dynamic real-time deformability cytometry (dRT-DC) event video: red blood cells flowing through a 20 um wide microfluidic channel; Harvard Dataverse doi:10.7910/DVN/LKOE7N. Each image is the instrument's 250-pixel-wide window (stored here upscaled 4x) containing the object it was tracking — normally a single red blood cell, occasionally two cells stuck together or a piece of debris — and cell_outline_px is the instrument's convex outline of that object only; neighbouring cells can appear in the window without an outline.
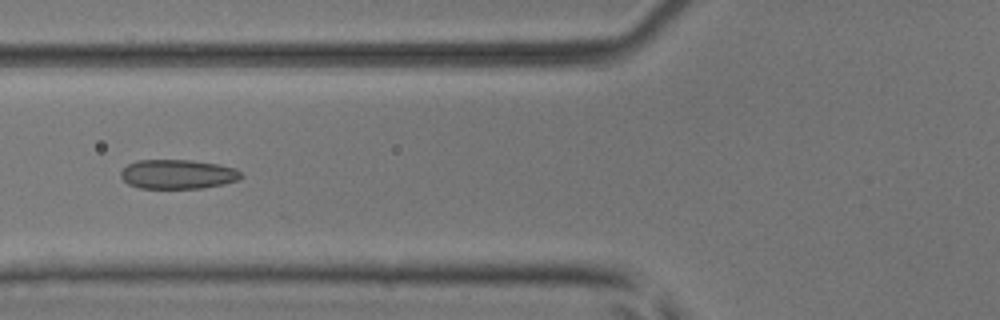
{"species": "common noctule bat (a hibernating species)", "species_latin": "Nyctalus noctula", "temperature_condition": "room temperature", "stored_images_in_passage": 6, "camera_frame_rate_fps": 3000, "um_per_image_px": 0.085, "animal": {"sex": "male", "body_mass_g": 17.9, "forearm_length_mm": 54.2}, "frame": {"image": 1, "passage_image": 5, "time_ms": 1.333, "image_size_px": [1000, 320], "cell_outline_px": [[244, 176], [236, 180], [224, 184], [200, 188], [140, 188], [128, 184], [120, 176], [120, 172], [128, 164], [136, 160], [192, 160], [216, 164], [236, 168]], "centroid_in_image_um": [15.09, 14.8], "position_along_channel_um": 110.7, "area_um2": 20.52}}
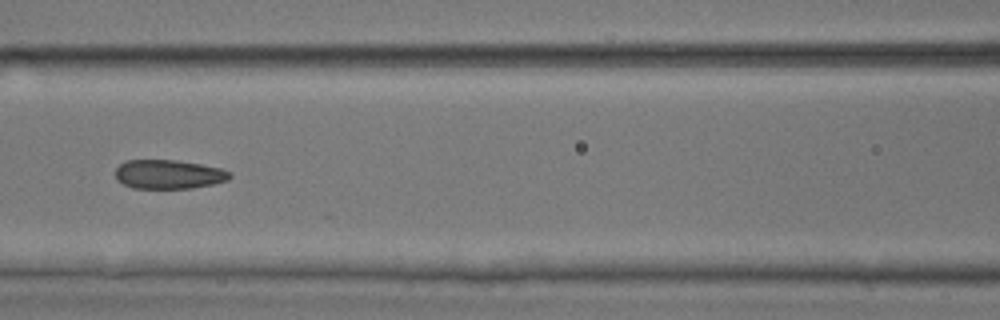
{"frame": {"image": 2, "passage_image": 6, "time_ms": 1.667, "image_size_px": [1000, 320], "cell_outline_px": [[232, 176], [228, 180], [212, 184], [192, 188], [132, 188], [116, 180], [116, 168], [120, 164], [128, 160], [176, 160], [200, 164], [220, 168], [232, 172]], "centroid_in_image_um": [14.34, 14.82], "position_along_channel_um": 152.3, "area_um2": 19.36}}